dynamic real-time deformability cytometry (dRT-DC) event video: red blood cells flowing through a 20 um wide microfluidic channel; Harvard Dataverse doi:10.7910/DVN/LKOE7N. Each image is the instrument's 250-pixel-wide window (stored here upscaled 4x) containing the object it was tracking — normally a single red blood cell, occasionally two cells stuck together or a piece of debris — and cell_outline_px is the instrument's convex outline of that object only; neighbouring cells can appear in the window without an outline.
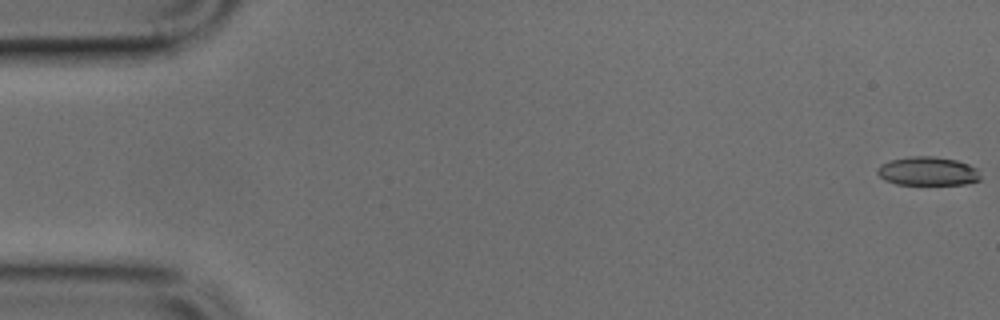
{"species": "common noctule bat (a hibernating species)", "species_latin": "Nyctalus noctula", "temperature_condition": "cold", "stored_images_in_passage": 44, "camera_frame_rate_fps": 3000, "um_per_image_px": 0.085, "animal": {"sex": "male", "body_mass_g": 17.9, "forearm_length_mm": 54.2}, "frame": {"image": 1, "passage_image": 1, "time_ms": 0.0, "image_size_px": [1000, 320], "cell_outline_px": [[980, 180], [964, 184], [896, 184], [884, 180], [876, 172], [876, 168], [880, 164], [892, 160], [912, 156], [932, 156], [956, 160], [968, 164], [976, 168], [980, 176]], "centroid_in_image_um": [78.83, 14.55], "position_along_channel_um": 6.2, "area_um2": 17.17}}
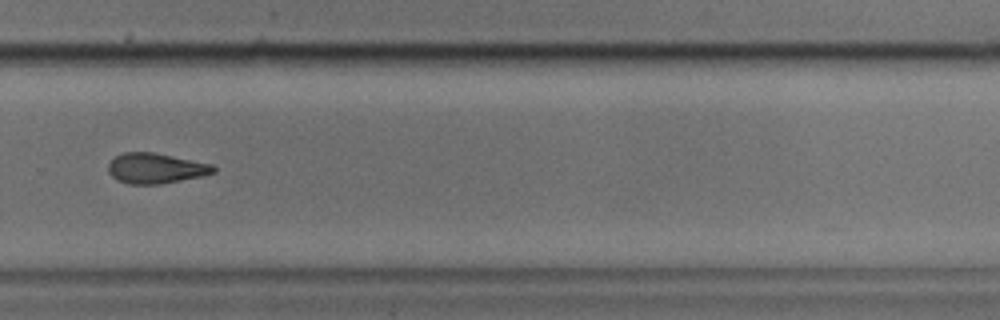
{"frame": {"image": 2, "passage_image": 34, "time_ms": 11.0, "image_size_px": [1000, 320], "cell_outline_px": [[216, 172], [204, 176], [160, 184], [128, 184], [116, 180], [108, 172], [108, 164], [116, 156], [124, 152], [152, 152], [212, 164], [216, 168]], "centroid_in_image_um": [13.24, 14.31], "position_along_channel_um": 316.6, "area_um2": 18.61}}
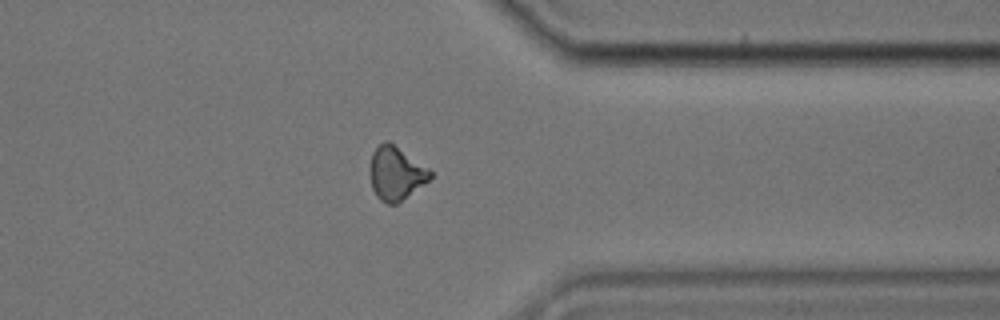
{"frame": {"image": 3, "passage_image": 39, "time_ms": 12.667, "image_size_px": [1000, 320], "cell_outline_px": [[432, 176], [424, 184], [396, 204], [388, 204], [380, 200], [376, 196], [372, 188], [368, 172], [372, 152], [384, 140], [388, 140], [428, 168], [432, 172]], "centroid_in_image_um": [33.61, 14.73], "position_along_channel_um": 377.8, "area_um2": 18.79}}